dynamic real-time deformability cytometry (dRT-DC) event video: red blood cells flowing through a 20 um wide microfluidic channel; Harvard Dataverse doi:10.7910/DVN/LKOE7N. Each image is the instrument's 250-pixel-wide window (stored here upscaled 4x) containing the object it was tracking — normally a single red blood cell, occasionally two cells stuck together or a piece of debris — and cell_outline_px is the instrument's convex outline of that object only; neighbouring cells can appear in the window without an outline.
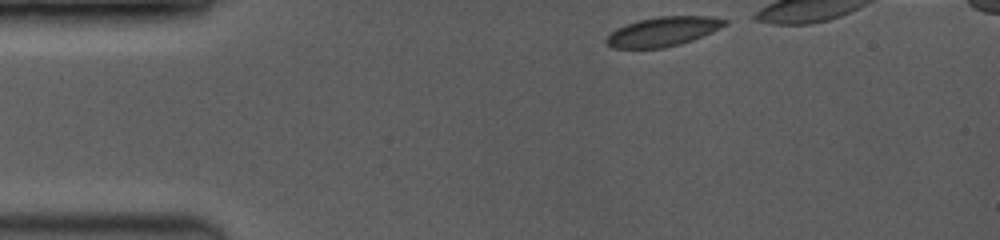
{"species": "common noctule bat (a hibernating species)", "species_latin": "Nyctalus noctula", "temperature_condition": "room temperature", "stored_images_in_passage": 28, "camera_frame_rate_fps": 3500, "um_per_image_px": 0.085, "animal": {"sex": "female", "body_mass_g": 19.0, "forearm_length_mm": 53.3}, "frame": {"image": 1, "passage_image": 1, "time_ms": 0.0, "image_size_px": [1000, 240], "cell_outline_px": [[728, 24], [712, 32], [692, 40], [680, 44], [664, 48], [612, 48], [604, 40], [612, 32], [628, 24], [640, 20], [660, 16], [704, 16], [728, 20]], "centroid_in_image_um": [56.38, 2.69], "position_along_channel_um": 28.6, "area_um2": 19.94}}
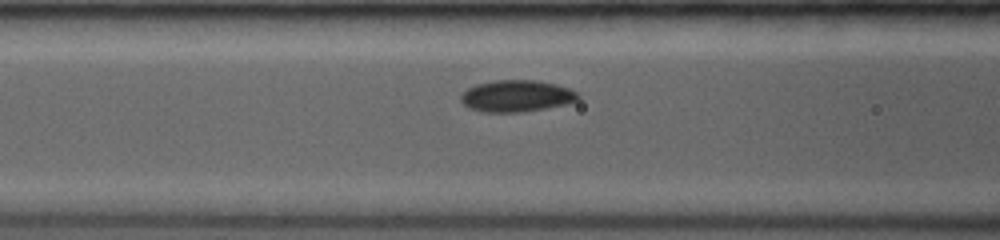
{"frame": {"image": 2, "passage_image": 17, "time_ms": 3.714, "image_size_px": [1000, 240], "cell_outline_px": [[580, 100], [564, 104], [544, 108], [520, 112], [484, 112], [468, 108], [460, 100], [460, 96], [468, 88], [476, 84], [492, 80], [536, 80], [556, 84], [568, 88], [576, 92], [580, 96]], "centroid_in_image_um": [43.89, 8.15], "position_along_channel_um": 122.7, "area_um2": 21.62}}
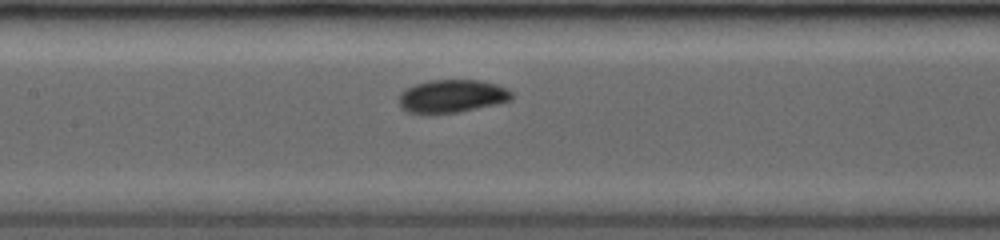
{"frame": {"image": 3, "passage_image": 24, "time_ms": 4.857, "image_size_px": [1000, 240], "cell_outline_px": [[512, 100], [496, 104], [460, 112], [408, 112], [400, 104], [400, 96], [404, 88], [428, 80], [480, 80], [496, 84], [508, 88], [512, 92]], "centroid_in_image_um": [38.48, 8.15], "position_along_channel_um": 168.9, "area_um2": 21.39}}